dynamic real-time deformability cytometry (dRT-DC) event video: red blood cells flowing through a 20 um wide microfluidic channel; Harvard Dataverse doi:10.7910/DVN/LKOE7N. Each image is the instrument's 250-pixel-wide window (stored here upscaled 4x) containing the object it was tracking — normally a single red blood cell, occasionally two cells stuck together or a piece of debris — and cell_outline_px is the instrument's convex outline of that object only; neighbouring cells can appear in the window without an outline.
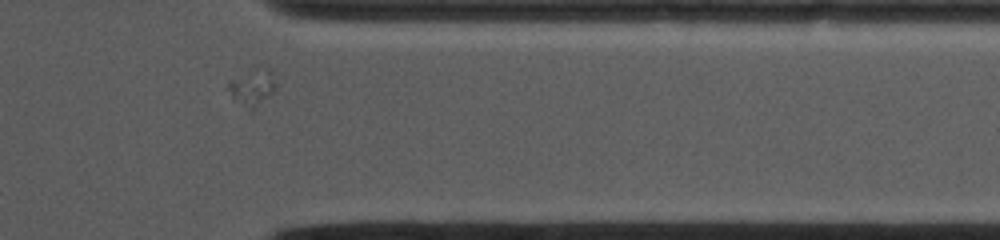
{"species": "common noctule bat (a hibernating species)", "species_latin": "Nyctalus noctula", "temperature_condition": "cold", "stored_images_in_passage": 18, "camera_frame_rate_fps": 4500, "um_per_image_px": 0.085, "animal": {"sex": "female", "body_mass_g": 19.0, "forearm_length_mm": 53.3}, "frame": {"image": 1, "passage_image": 18, "time_ms": 8.444, "image_size_px": [1000, 240], "cell_outline_px": [[276, 88], [252, 112], [232, 100], [224, 88], [228, 80], [268, 68], [272, 72], [276, 80]], "centroid_in_image_um": [21.38, 7.52], "position_along_channel_um": 390.0, "area_um2": 10.06}}